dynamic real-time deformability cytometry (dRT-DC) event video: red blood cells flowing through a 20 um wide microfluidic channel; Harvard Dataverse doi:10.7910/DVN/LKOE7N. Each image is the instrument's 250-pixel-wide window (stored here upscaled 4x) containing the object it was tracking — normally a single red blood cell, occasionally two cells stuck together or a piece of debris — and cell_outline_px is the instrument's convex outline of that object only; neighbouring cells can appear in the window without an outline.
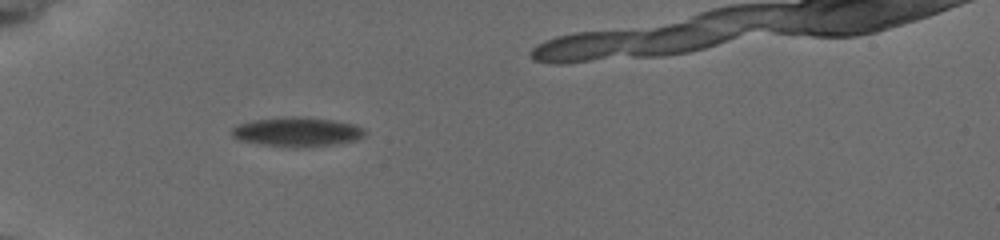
{"species": "common noctule bat (a hibernating species)", "species_latin": "Nyctalus noctula", "temperature_condition": "cold", "stored_images_in_passage": 37, "camera_frame_rate_fps": 3000, "um_per_image_px": 0.085, "animal": {"sex": "female", "body_mass_g": 19.5, "forearm_length_mm": 54.1}, "frame": {"image": 1, "passage_image": 5, "time_ms": 1.333, "image_size_px": [1000, 240], "cell_outline_px": [[364, 136], [356, 140], [340, 144], [296, 148], [292, 148], [260, 144], [240, 140], [232, 136], [232, 128], [240, 124], [256, 120], [292, 116], [332, 120], [352, 124], [364, 128]], "centroid_in_image_um": [25.28, 11.23], "position_along_channel_um": 59.7, "area_um2": 22.6}}
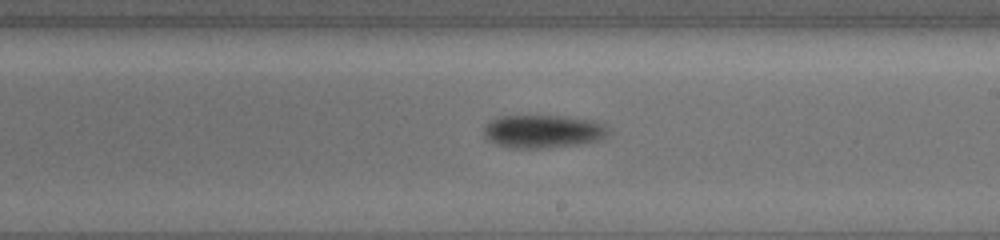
{"frame": {"image": 2, "passage_image": 21, "time_ms": 6.667, "image_size_px": [1000, 240], "cell_outline_px": [[608, 132], [604, 136], [596, 140], [576, 144], [540, 148], [508, 148], [496, 144], [488, 140], [484, 136], [484, 128], [492, 120], [500, 116], [564, 116], [596, 120], [604, 124], [608, 128]], "centroid_in_image_um": [46.13, 11.16], "position_along_channel_um": 242.9, "area_um2": 23.81}}
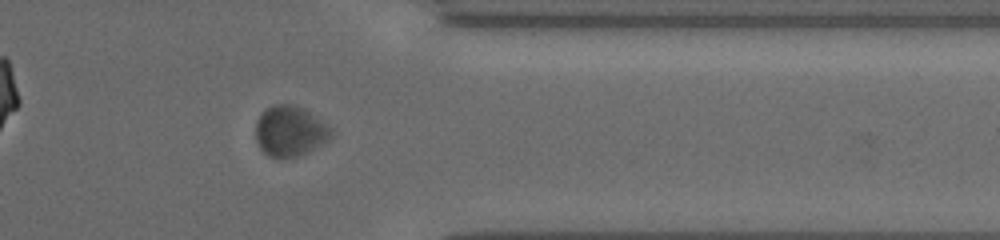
{"frame": {"image": 3, "passage_image": 33, "time_ms": 10.667, "image_size_px": [1000, 240], "cell_outline_px": [[332, 136], [324, 144], [308, 152], [296, 156], [280, 160], [276, 160], [268, 156], [260, 148], [256, 140], [256, 120], [268, 108], [276, 104], [292, 104], [304, 108], [332, 128]], "centroid_in_image_um": [24.65, 11.18], "position_along_channel_um": 386.7, "area_um2": 22.43}}